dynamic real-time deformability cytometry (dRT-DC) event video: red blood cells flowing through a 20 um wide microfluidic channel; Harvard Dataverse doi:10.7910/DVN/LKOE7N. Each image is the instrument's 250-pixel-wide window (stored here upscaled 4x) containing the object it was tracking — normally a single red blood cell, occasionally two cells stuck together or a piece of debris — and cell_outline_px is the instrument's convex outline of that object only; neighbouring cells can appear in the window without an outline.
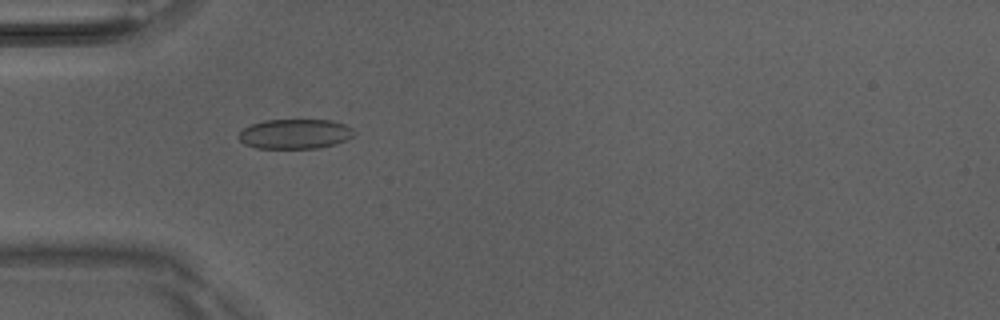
{"species": "Egyptian fruit bat (a non-hibernating species)", "species_latin": "Rousettus aegyptiacus", "temperature_condition": "room temperature", "stored_images_in_passage": 8, "camera_frame_rate_fps": 3000, "um_per_image_px": 0.085, "animal": {"sex": "male"}, "frame": {"image": 1, "passage_image": 5, "time_ms": 1.333, "image_size_px": [1000, 320], "cell_outline_px": [[356, 132], [348, 140], [336, 144], [320, 148], [256, 148], [244, 144], [240, 140], [240, 132], [244, 128], [252, 124], [264, 120], [332, 120], [344, 124], [352, 128]], "centroid_in_image_um": [25.12, 11.39], "position_along_channel_um": 59.9, "area_um2": 20.06}}